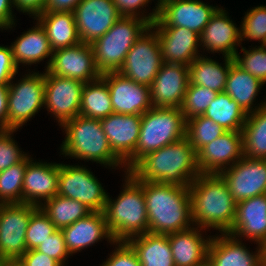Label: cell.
Wrapping results in <instances>:
<instances>
[{"label":"cell","instance_id":"d590c367","mask_svg":"<svg viewBox=\"0 0 266 266\" xmlns=\"http://www.w3.org/2000/svg\"><path fill=\"white\" fill-rule=\"evenodd\" d=\"M40 208L58 230L85 218L92 212L83 203L58 194L42 203Z\"/></svg>","mask_w":266,"mask_h":266},{"label":"cell","instance_id":"e0dca14e","mask_svg":"<svg viewBox=\"0 0 266 266\" xmlns=\"http://www.w3.org/2000/svg\"><path fill=\"white\" fill-rule=\"evenodd\" d=\"M101 78L107 83L114 113L142 115L153 106L150 87L138 84L117 72H107Z\"/></svg>","mask_w":266,"mask_h":266},{"label":"cell","instance_id":"d6986e66","mask_svg":"<svg viewBox=\"0 0 266 266\" xmlns=\"http://www.w3.org/2000/svg\"><path fill=\"white\" fill-rule=\"evenodd\" d=\"M188 84L187 65L163 62L150 86L152 106L180 108Z\"/></svg>","mask_w":266,"mask_h":266},{"label":"cell","instance_id":"7c38bea8","mask_svg":"<svg viewBox=\"0 0 266 266\" xmlns=\"http://www.w3.org/2000/svg\"><path fill=\"white\" fill-rule=\"evenodd\" d=\"M219 175L227 183L236 203L266 194V159L243 156Z\"/></svg>","mask_w":266,"mask_h":266},{"label":"cell","instance_id":"8fae6325","mask_svg":"<svg viewBox=\"0 0 266 266\" xmlns=\"http://www.w3.org/2000/svg\"><path fill=\"white\" fill-rule=\"evenodd\" d=\"M38 206L26 203L0 204V258L19 259L26 251V230Z\"/></svg>","mask_w":266,"mask_h":266},{"label":"cell","instance_id":"ffe728a7","mask_svg":"<svg viewBox=\"0 0 266 266\" xmlns=\"http://www.w3.org/2000/svg\"><path fill=\"white\" fill-rule=\"evenodd\" d=\"M257 253H250L234 236L221 233L210 239L207 262L211 266H266V249L258 244Z\"/></svg>","mask_w":266,"mask_h":266},{"label":"cell","instance_id":"8d00e7d4","mask_svg":"<svg viewBox=\"0 0 266 266\" xmlns=\"http://www.w3.org/2000/svg\"><path fill=\"white\" fill-rule=\"evenodd\" d=\"M225 132L223 127L203 115L186 120L185 137L196 153Z\"/></svg>","mask_w":266,"mask_h":266},{"label":"cell","instance_id":"d6a6232c","mask_svg":"<svg viewBox=\"0 0 266 266\" xmlns=\"http://www.w3.org/2000/svg\"><path fill=\"white\" fill-rule=\"evenodd\" d=\"M203 116L213 120L226 131L241 132L247 113L227 93L220 92L210 103Z\"/></svg>","mask_w":266,"mask_h":266},{"label":"cell","instance_id":"6da1fadb","mask_svg":"<svg viewBox=\"0 0 266 266\" xmlns=\"http://www.w3.org/2000/svg\"><path fill=\"white\" fill-rule=\"evenodd\" d=\"M127 172L136 181L161 182L185 187H189L201 174L197 164V153L186 137L146 154Z\"/></svg>","mask_w":266,"mask_h":266},{"label":"cell","instance_id":"c3c4849f","mask_svg":"<svg viewBox=\"0 0 266 266\" xmlns=\"http://www.w3.org/2000/svg\"><path fill=\"white\" fill-rule=\"evenodd\" d=\"M19 259L26 266H62L57 260L35 249L27 250Z\"/></svg>","mask_w":266,"mask_h":266},{"label":"cell","instance_id":"f546056e","mask_svg":"<svg viewBox=\"0 0 266 266\" xmlns=\"http://www.w3.org/2000/svg\"><path fill=\"white\" fill-rule=\"evenodd\" d=\"M126 242L135 251L141 266H175L166 234L146 232Z\"/></svg>","mask_w":266,"mask_h":266},{"label":"cell","instance_id":"44dd1931","mask_svg":"<svg viewBox=\"0 0 266 266\" xmlns=\"http://www.w3.org/2000/svg\"><path fill=\"white\" fill-rule=\"evenodd\" d=\"M32 161L26 156L22 203L40 207L42 200L51 199L58 193L60 163Z\"/></svg>","mask_w":266,"mask_h":266},{"label":"cell","instance_id":"9f6ffc18","mask_svg":"<svg viewBox=\"0 0 266 266\" xmlns=\"http://www.w3.org/2000/svg\"><path fill=\"white\" fill-rule=\"evenodd\" d=\"M167 1H170V0H158L157 5L159 6L161 3H163V2H167Z\"/></svg>","mask_w":266,"mask_h":266},{"label":"cell","instance_id":"5bb4252c","mask_svg":"<svg viewBox=\"0 0 266 266\" xmlns=\"http://www.w3.org/2000/svg\"><path fill=\"white\" fill-rule=\"evenodd\" d=\"M47 71L50 74L79 80L83 83L95 81L102 76L95 64L91 44L84 42L54 50Z\"/></svg>","mask_w":266,"mask_h":266},{"label":"cell","instance_id":"4dcf8cb0","mask_svg":"<svg viewBox=\"0 0 266 266\" xmlns=\"http://www.w3.org/2000/svg\"><path fill=\"white\" fill-rule=\"evenodd\" d=\"M263 85L264 84L259 79L233 63L229 69L224 92L235 100L242 110L250 114L266 103L265 101L260 103L259 106H252L260 91L259 89H261ZM253 107H255V109Z\"/></svg>","mask_w":266,"mask_h":266},{"label":"cell","instance_id":"11a10c76","mask_svg":"<svg viewBox=\"0 0 266 266\" xmlns=\"http://www.w3.org/2000/svg\"><path fill=\"white\" fill-rule=\"evenodd\" d=\"M8 265V259L0 258V266H7Z\"/></svg>","mask_w":266,"mask_h":266},{"label":"cell","instance_id":"277c9868","mask_svg":"<svg viewBox=\"0 0 266 266\" xmlns=\"http://www.w3.org/2000/svg\"><path fill=\"white\" fill-rule=\"evenodd\" d=\"M117 199L107 195L104 215L114 240L127 241L148 232V216L142 186L127 172Z\"/></svg>","mask_w":266,"mask_h":266},{"label":"cell","instance_id":"d4e9b609","mask_svg":"<svg viewBox=\"0 0 266 266\" xmlns=\"http://www.w3.org/2000/svg\"><path fill=\"white\" fill-rule=\"evenodd\" d=\"M241 30L230 20L226 10L219 8L211 17L200 35V45L212 53L221 52L224 57L233 58L240 46Z\"/></svg>","mask_w":266,"mask_h":266},{"label":"cell","instance_id":"3957f363","mask_svg":"<svg viewBox=\"0 0 266 266\" xmlns=\"http://www.w3.org/2000/svg\"><path fill=\"white\" fill-rule=\"evenodd\" d=\"M193 226L227 233L235 220L236 202L219 174H200L188 187Z\"/></svg>","mask_w":266,"mask_h":266},{"label":"cell","instance_id":"8992f818","mask_svg":"<svg viewBox=\"0 0 266 266\" xmlns=\"http://www.w3.org/2000/svg\"><path fill=\"white\" fill-rule=\"evenodd\" d=\"M186 121L180 108L152 107L142 114L135 152L124 162L127 171L143 156L185 137Z\"/></svg>","mask_w":266,"mask_h":266},{"label":"cell","instance_id":"4316f807","mask_svg":"<svg viewBox=\"0 0 266 266\" xmlns=\"http://www.w3.org/2000/svg\"><path fill=\"white\" fill-rule=\"evenodd\" d=\"M203 228L192 227L167 234L175 266H201L207 261L210 239L200 233Z\"/></svg>","mask_w":266,"mask_h":266},{"label":"cell","instance_id":"7402d4cb","mask_svg":"<svg viewBox=\"0 0 266 266\" xmlns=\"http://www.w3.org/2000/svg\"><path fill=\"white\" fill-rule=\"evenodd\" d=\"M157 33L162 60L189 66L198 54L200 35L185 27L150 26Z\"/></svg>","mask_w":266,"mask_h":266},{"label":"cell","instance_id":"4fadbf2b","mask_svg":"<svg viewBox=\"0 0 266 266\" xmlns=\"http://www.w3.org/2000/svg\"><path fill=\"white\" fill-rule=\"evenodd\" d=\"M44 106L57 119L60 126L80 115L81 96L84 83L66 77L44 73Z\"/></svg>","mask_w":266,"mask_h":266},{"label":"cell","instance_id":"603a6c76","mask_svg":"<svg viewBox=\"0 0 266 266\" xmlns=\"http://www.w3.org/2000/svg\"><path fill=\"white\" fill-rule=\"evenodd\" d=\"M227 234L247 237L266 249V194L236 203L235 220Z\"/></svg>","mask_w":266,"mask_h":266},{"label":"cell","instance_id":"b9f144b4","mask_svg":"<svg viewBox=\"0 0 266 266\" xmlns=\"http://www.w3.org/2000/svg\"><path fill=\"white\" fill-rule=\"evenodd\" d=\"M240 30L241 41L258 40L261 41V45H266V6L250 9L243 18Z\"/></svg>","mask_w":266,"mask_h":266},{"label":"cell","instance_id":"db71d44e","mask_svg":"<svg viewBox=\"0 0 266 266\" xmlns=\"http://www.w3.org/2000/svg\"><path fill=\"white\" fill-rule=\"evenodd\" d=\"M7 266H26L20 259H10L8 260Z\"/></svg>","mask_w":266,"mask_h":266},{"label":"cell","instance_id":"60d3db41","mask_svg":"<svg viewBox=\"0 0 266 266\" xmlns=\"http://www.w3.org/2000/svg\"><path fill=\"white\" fill-rule=\"evenodd\" d=\"M58 229L51 222L49 217L39 207L30 218L26 230V247L27 250L36 249L42 241L56 232Z\"/></svg>","mask_w":266,"mask_h":266},{"label":"cell","instance_id":"52a82bcc","mask_svg":"<svg viewBox=\"0 0 266 266\" xmlns=\"http://www.w3.org/2000/svg\"><path fill=\"white\" fill-rule=\"evenodd\" d=\"M148 27L142 18L121 16L103 36L94 40L91 46L100 73L119 71L126 54Z\"/></svg>","mask_w":266,"mask_h":266},{"label":"cell","instance_id":"83f0119b","mask_svg":"<svg viewBox=\"0 0 266 266\" xmlns=\"http://www.w3.org/2000/svg\"><path fill=\"white\" fill-rule=\"evenodd\" d=\"M34 18L45 30L53 51L81 42L73 12L44 11Z\"/></svg>","mask_w":266,"mask_h":266},{"label":"cell","instance_id":"74e56055","mask_svg":"<svg viewBox=\"0 0 266 266\" xmlns=\"http://www.w3.org/2000/svg\"><path fill=\"white\" fill-rule=\"evenodd\" d=\"M26 157L0 172V204L22 203Z\"/></svg>","mask_w":266,"mask_h":266},{"label":"cell","instance_id":"681fc988","mask_svg":"<svg viewBox=\"0 0 266 266\" xmlns=\"http://www.w3.org/2000/svg\"><path fill=\"white\" fill-rule=\"evenodd\" d=\"M14 8L23 13L36 17L45 11L46 0H12Z\"/></svg>","mask_w":266,"mask_h":266},{"label":"cell","instance_id":"f1b7e54d","mask_svg":"<svg viewBox=\"0 0 266 266\" xmlns=\"http://www.w3.org/2000/svg\"><path fill=\"white\" fill-rule=\"evenodd\" d=\"M36 24L35 27L20 35L11 45L13 60L18 67L20 63L26 65L36 64L51 56L45 69L47 70L53 50L50 47L45 30L38 22Z\"/></svg>","mask_w":266,"mask_h":266},{"label":"cell","instance_id":"f6af8a7d","mask_svg":"<svg viewBox=\"0 0 266 266\" xmlns=\"http://www.w3.org/2000/svg\"><path fill=\"white\" fill-rule=\"evenodd\" d=\"M149 2L150 0H113V4L121 16L142 18L151 26L158 17L159 6L157 5L148 16L139 14L141 7L143 8Z\"/></svg>","mask_w":266,"mask_h":266},{"label":"cell","instance_id":"836d02e7","mask_svg":"<svg viewBox=\"0 0 266 266\" xmlns=\"http://www.w3.org/2000/svg\"><path fill=\"white\" fill-rule=\"evenodd\" d=\"M241 132L244 156L266 159V103L255 112L247 114Z\"/></svg>","mask_w":266,"mask_h":266},{"label":"cell","instance_id":"e575fe53","mask_svg":"<svg viewBox=\"0 0 266 266\" xmlns=\"http://www.w3.org/2000/svg\"><path fill=\"white\" fill-rule=\"evenodd\" d=\"M113 113L114 110L107 83L101 77L95 81L84 83L80 115L101 120Z\"/></svg>","mask_w":266,"mask_h":266},{"label":"cell","instance_id":"bcb514c9","mask_svg":"<svg viewBox=\"0 0 266 266\" xmlns=\"http://www.w3.org/2000/svg\"><path fill=\"white\" fill-rule=\"evenodd\" d=\"M118 246L102 266H141L140 261L126 241L115 242Z\"/></svg>","mask_w":266,"mask_h":266},{"label":"cell","instance_id":"9a60e30c","mask_svg":"<svg viewBox=\"0 0 266 266\" xmlns=\"http://www.w3.org/2000/svg\"><path fill=\"white\" fill-rule=\"evenodd\" d=\"M218 9L201 0H170L159 5L158 17L151 26L185 27L201 35Z\"/></svg>","mask_w":266,"mask_h":266},{"label":"cell","instance_id":"816d5d0a","mask_svg":"<svg viewBox=\"0 0 266 266\" xmlns=\"http://www.w3.org/2000/svg\"><path fill=\"white\" fill-rule=\"evenodd\" d=\"M81 0H46L45 11L73 12Z\"/></svg>","mask_w":266,"mask_h":266},{"label":"cell","instance_id":"ab89813d","mask_svg":"<svg viewBox=\"0 0 266 266\" xmlns=\"http://www.w3.org/2000/svg\"><path fill=\"white\" fill-rule=\"evenodd\" d=\"M243 58L238 51L233 57L234 63L242 70L249 72L252 76L259 79L263 84L266 83V45H260L257 48L246 50L241 49Z\"/></svg>","mask_w":266,"mask_h":266},{"label":"cell","instance_id":"f35d334b","mask_svg":"<svg viewBox=\"0 0 266 266\" xmlns=\"http://www.w3.org/2000/svg\"><path fill=\"white\" fill-rule=\"evenodd\" d=\"M217 94L218 92L210 88L188 84L180 106L185 121L203 115Z\"/></svg>","mask_w":266,"mask_h":266},{"label":"cell","instance_id":"7a4b0ae2","mask_svg":"<svg viewBox=\"0 0 266 266\" xmlns=\"http://www.w3.org/2000/svg\"><path fill=\"white\" fill-rule=\"evenodd\" d=\"M137 182L144 192L148 232L167 235L191 228L193 221L188 187L161 182Z\"/></svg>","mask_w":266,"mask_h":266},{"label":"cell","instance_id":"f5cc1de1","mask_svg":"<svg viewBox=\"0 0 266 266\" xmlns=\"http://www.w3.org/2000/svg\"><path fill=\"white\" fill-rule=\"evenodd\" d=\"M8 85H0V130H7Z\"/></svg>","mask_w":266,"mask_h":266},{"label":"cell","instance_id":"1f68e13d","mask_svg":"<svg viewBox=\"0 0 266 266\" xmlns=\"http://www.w3.org/2000/svg\"><path fill=\"white\" fill-rule=\"evenodd\" d=\"M224 65L211 58L198 56L188 66L189 84H195L210 88L218 93L224 92L230 66L234 63L233 58L224 57Z\"/></svg>","mask_w":266,"mask_h":266},{"label":"cell","instance_id":"cb8c5ba5","mask_svg":"<svg viewBox=\"0 0 266 266\" xmlns=\"http://www.w3.org/2000/svg\"><path fill=\"white\" fill-rule=\"evenodd\" d=\"M142 115L113 113L100 120L113 152L125 162L136 150Z\"/></svg>","mask_w":266,"mask_h":266},{"label":"cell","instance_id":"5b68a950","mask_svg":"<svg viewBox=\"0 0 266 266\" xmlns=\"http://www.w3.org/2000/svg\"><path fill=\"white\" fill-rule=\"evenodd\" d=\"M61 127L66 134L61 145V152L65 157L90 160L109 167L125 165L111 149L99 119L78 115Z\"/></svg>","mask_w":266,"mask_h":266},{"label":"cell","instance_id":"f907efd6","mask_svg":"<svg viewBox=\"0 0 266 266\" xmlns=\"http://www.w3.org/2000/svg\"><path fill=\"white\" fill-rule=\"evenodd\" d=\"M12 0H0V28L7 30L15 26L14 15L12 11Z\"/></svg>","mask_w":266,"mask_h":266},{"label":"cell","instance_id":"2e32d148","mask_svg":"<svg viewBox=\"0 0 266 266\" xmlns=\"http://www.w3.org/2000/svg\"><path fill=\"white\" fill-rule=\"evenodd\" d=\"M81 42L91 44L121 17L113 0H81L73 11Z\"/></svg>","mask_w":266,"mask_h":266},{"label":"cell","instance_id":"ac0fdd59","mask_svg":"<svg viewBox=\"0 0 266 266\" xmlns=\"http://www.w3.org/2000/svg\"><path fill=\"white\" fill-rule=\"evenodd\" d=\"M243 156L242 132L227 131L197 152V164L201 174H219Z\"/></svg>","mask_w":266,"mask_h":266},{"label":"cell","instance_id":"ba28073f","mask_svg":"<svg viewBox=\"0 0 266 266\" xmlns=\"http://www.w3.org/2000/svg\"><path fill=\"white\" fill-rule=\"evenodd\" d=\"M17 83L8 85L7 129L18 130L44 106V73L25 74Z\"/></svg>","mask_w":266,"mask_h":266},{"label":"cell","instance_id":"9c48e42d","mask_svg":"<svg viewBox=\"0 0 266 266\" xmlns=\"http://www.w3.org/2000/svg\"><path fill=\"white\" fill-rule=\"evenodd\" d=\"M162 64L157 33L148 27L126 54L118 72L138 84L150 87Z\"/></svg>","mask_w":266,"mask_h":266},{"label":"cell","instance_id":"ee69618b","mask_svg":"<svg viewBox=\"0 0 266 266\" xmlns=\"http://www.w3.org/2000/svg\"><path fill=\"white\" fill-rule=\"evenodd\" d=\"M35 250L47 254L49 257L57 260L62 266H65V260H67L69 257L68 255H70L65 245L62 230H57L48 236Z\"/></svg>","mask_w":266,"mask_h":266},{"label":"cell","instance_id":"7bdbcfd3","mask_svg":"<svg viewBox=\"0 0 266 266\" xmlns=\"http://www.w3.org/2000/svg\"><path fill=\"white\" fill-rule=\"evenodd\" d=\"M16 130H0V172L11 165L20 163L28 154L22 153L17 143L12 138Z\"/></svg>","mask_w":266,"mask_h":266},{"label":"cell","instance_id":"30bf717a","mask_svg":"<svg viewBox=\"0 0 266 266\" xmlns=\"http://www.w3.org/2000/svg\"><path fill=\"white\" fill-rule=\"evenodd\" d=\"M58 195L83 203L92 212H103L108 193L86 167L60 164Z\"/></svg>","mask_w":266,"mask_h":266},{"label":"cell","instance_id":"484cf974","mask_svg":"<svg viewBox=\"0 0 266 266\" xmlns=\"http://www.w3.org/2000/svg\"><path fill=\"white\" fill-rule=\"evenodd\" d=\"M62 232L70 256L104 238L116 245L103 212H91L63 228Z\"/></svg>","mask_w":266,"mask_h":266},{"label":"cell","instance_id":"6f0895ef","mask_svg":"<svg viewBox=\"0 0 266 266\" xmlns=\"http://www.w3.org/2000/svg\"><path fill=\"white\" fill-rule=\"evenodd\" d=\"M201 266H211L207 261Z\"/></svg>","mask_w":266,"mask_h":266},{"label":"cell","instance_id":"7dc6e473","mask_svg":"<svg viewBox=\"0 0 266 266\" xmlns=\"http://www.w3.org/2000/svg\"><path fill=\"white\" fill-rule=\"evenodd\" d=\"M18 68L13 60L11 46H0V85H9L18 73Z\"/></svg>","mask_w":266,"mask_h":266}]
</instances>
